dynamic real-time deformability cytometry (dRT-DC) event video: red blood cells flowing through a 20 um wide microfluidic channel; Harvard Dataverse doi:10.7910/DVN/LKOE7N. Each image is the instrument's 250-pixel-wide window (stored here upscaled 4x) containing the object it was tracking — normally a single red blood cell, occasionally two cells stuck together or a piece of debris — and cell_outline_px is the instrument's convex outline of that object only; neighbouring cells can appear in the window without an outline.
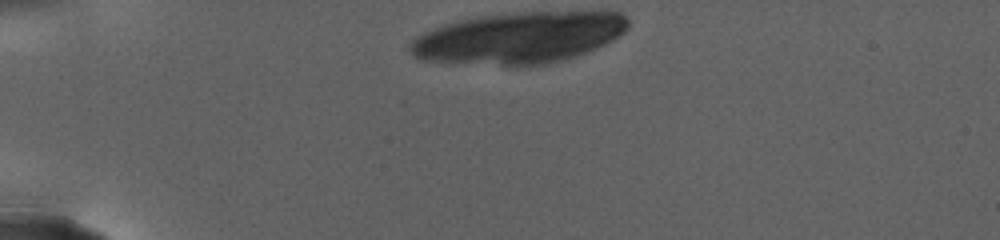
{"species": "human", "species_latin": "Homo sapiens", "temperature_condition": "warm", "stored_images_in_passage": 31, "camera_frame_rate_fps": 3000, "um_per_image_px": 0.085, "donor": {"sex": "female"}, "frame": {"image": 1, "passage_image": 1, "time_ms": 0.0, "image_size_px": [1000, 240], "cell_outline_px": [[628, 28], [624, 32], [612, 40], [596, 48], [576, 56], [544, 64], [500, 64], [424, 60], [412, 56], [408, 48], [412, 40], [416, 36], [432, 28], [456, 20], [480, 16], [524, 12], [620, 12], [628, 20]], "centroid_in_image_um": [44.09, 3.18], "position_along_channel_um": 40.9, "area_um2": 64.33}}
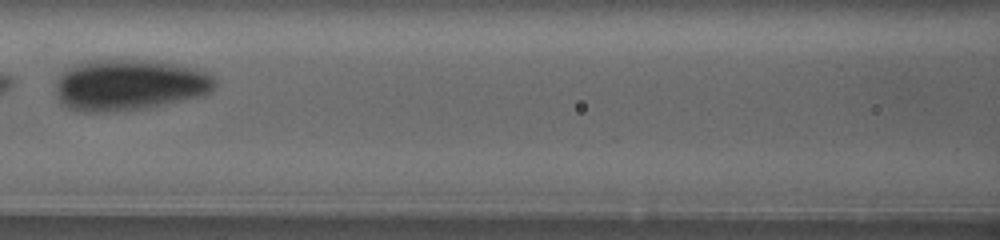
{"frame": {"image": 2, "passage_image": 9, "time_ms": 7.0, "image_size_px": [1000, 240], "cell_outline_px": [[216, 84], [212, 92], [204, 96], [144, 108], [108, 112], [80, 112], [68, 108], [60, 104], [56, 96], [56, 80], [60, 72], [72, 64], [84, 60], [148, 60], [180, 64], [196, 68], [208, 72], [216, 76]], "centroid_in_image_um": [10.98, 7.21], "position_along_channel_um": 155.6, "area_um2": 48.49}}
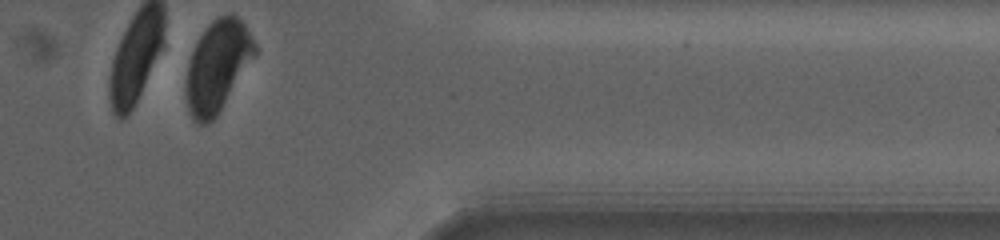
{"frame": {"image": 3, "passage_image": 31, "time_ms": 17.0, "image_size_px": [1000, 240], "cell_outline_px": [[256, 56], [216, 116], [208, 124], [196, 124], [192, 120], [188, 112], [184, 88], [188, 64], [192, 52], [204, 28], [212, 20], [224, 12], [232, 12], [244, 24], [256, 44]], "centroid_in_image_um": [18.47, 5.62], "position_along_channel_um": 392.9, "area_um2": 36.99}, "authors_computed_cell_mechanics": {"area_um2": 45.662, "velocity_mm_per_s": 2.5104, "shape_relaxation_time_tau1_ms": 2.3623, "shape_relaxation_time_tau2_ms": null, "deformation_change_tau1": 0.0713, "deformation_change_tau2": null}}